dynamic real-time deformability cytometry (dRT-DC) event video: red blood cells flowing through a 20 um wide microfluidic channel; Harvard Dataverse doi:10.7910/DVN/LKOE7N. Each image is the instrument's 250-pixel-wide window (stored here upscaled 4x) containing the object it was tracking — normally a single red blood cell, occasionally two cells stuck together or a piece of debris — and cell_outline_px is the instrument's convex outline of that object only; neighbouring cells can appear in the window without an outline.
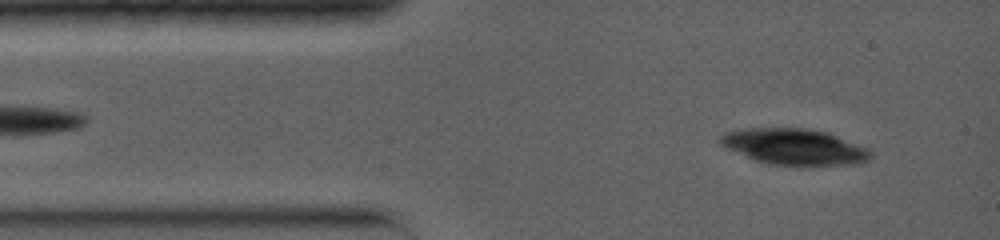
{"species": "common noctule bat (a hibernating species)", "species_latin": "Nyctalus noctula", "temperature_condition": "warm", "stored_images_in_passage": 3, "camera_frame_rate_fps": 5000, "um_per_image_px": 0.085, "animal": {"sex": "female", "body_mass_g": 19.0, "forearm_length_mm": 56.7}, "frame": {"image": 1, "passage_image": 1, "time_ms": 0.0, "image_size_px": [1000, 240], "cell_outline_px": [[872, 156], [868, 160], [848, 164], [772, 164], [756, 160], [736, 152], [720, 144], [720, 136], [724, 132], [740, 128], [808, 128], [828, 132], [868, 148]], "centroid_in_image_um": [67.49, 12.43], "position_along_channel_um": 17.5, "area_um2": 30.98}}